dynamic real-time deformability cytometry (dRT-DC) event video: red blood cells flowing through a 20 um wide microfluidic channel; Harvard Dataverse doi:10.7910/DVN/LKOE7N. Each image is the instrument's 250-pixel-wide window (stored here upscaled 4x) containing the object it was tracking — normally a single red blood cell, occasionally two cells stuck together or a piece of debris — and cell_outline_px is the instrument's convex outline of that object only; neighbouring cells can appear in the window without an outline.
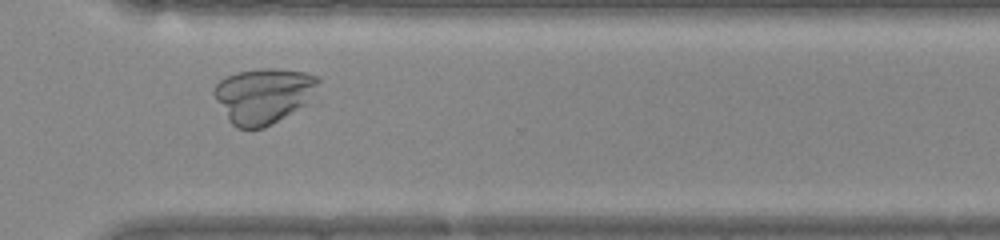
{"species": "common noctule bat (a hibernating species)", "species_latin": "Nyctalus noctula", "temperature_condition": "warm", "stored_images_in_passage": 30, "camera_frame_rate_fps": 3000, "um_per_image_px": 0.085, "animal": {"sex": "female", "body_mass_g": 22.0, "forearm_length_mm": 56.7}, "frame": {"image": 1, "passage_image": 26, "time_ms": 8.333, "image_size_px": [1000, 240], "cell_outline_px": [[320, 80], [304, 104], [272, 124], [264, 128], [236, 128], [228, 120], [216, 100], [212, 92], [216, 84], [220, 80], [236, 72], [264, 68], [272, 68], [304, 72], [316, 76]], "centroid_in_image_um": [22.33, 8.12], "position_along_channel_um": 348.3, "area_um2": 33.0}}